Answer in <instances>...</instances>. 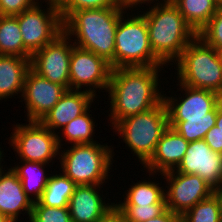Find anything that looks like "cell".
I'll use <instances>...</instances> for the list:
<instances>
[{
    "instance_id": "1",
    "label": "cell",
    "mask_w": 222,
    "mask_h": 222,
    "mask_svg": "<svg viewBox=\"0 0 222 222\" xmlns=\"http://www.w3.org/2000/svg\"><path fill=\"white\" fill-rule=\"evenodd\" d=\"M164 67L166 68L156 66L112 69L106 91L109 94L107 102H110V126L113 127L126 117L146 112L163 101L158 77H162L159 73Z\"/></svg>"
},
{
    "instance_id": "2",
    "label": "cell",
    "mask_w": 222,
    "mask_h": 222,
    "mask_svg": "<svg viewBox=\"0 0 222 222\" xmlns=\"http://www.w3.org/2000/svg\"><path fill=\"white\" fill-rule=\"evenodd\" d=\"M124 12L123 7L74 11L63 22L64 33L72 38L74 45L94 52L114 69L115 36Z\"/></svg>"
},
{
    "instance_id": "3",
    "label": "cell",
    "mask_w": 222,
    "mask_h": 222,
    "mask_svg": "<svg viewBox=\"0 0 222 222\" xmlns=\"http://www.w3.org/2000/svg\"><path fill=\"white\" fill-rule=\"evenodd\" d=\"M146 10L144 12L139 8L148 26L151 50L167 68L173 67V63L197 34L172 1L153 4Z\"/></svg>"
},
{
    "instance_id": "4",
    "label": "cell",
    "mask_w": 222,
    "mask_h": 222,
    "mask_svg": "<svg viewBox=\"0 0 222 222\" xmlns=\"http://www.w3.org/2000/svg\"><path fill=\"white\" fill-rule=\"evenodd\" d=\"M114 148L99 142L73 144L60 150V172L76 185H105L115 160ZM107 180V181H106Z\"/></svg>"
},
{
    "instance_id": "5",
    "label": "cell",
    "mask_w": 222,
    "mask_h": 222,
    "mask_svg": "<svg viewBox=\"0 0 222 222\" xmlns=\"http://www.w3.org/2000/svg\"><path fill=\"white\" fill-rule=\"evenodd\" d=\"M176 65L177 82L214 91L222 96V63L218 51L198 35L187 45Z\"/></svg>"
},
{
    "instance_id": "6",
    "label": "cell",
    "mask_w": 222,
    "mask_h": 222,
    "mask_svg": "<svg viewBox=\"0 0 222 222\" xmlns=\"http://www.w3.org/2000/svg\"><path fill=\"white\" fill-rule=\"evenodd\" d=\"M130 11L121 15L117 25L114 69L165 66L151 50L145 17Z\"/></svg>"
},
{
    "instance_id": "7",
    "label": "cell",
    "mask_w": 222,
    "mask_h": 222,
    "mask_svg": "<svg viewBox=\"0 0 222 222\" xmlns=\"http://www.w3.org/2000/svg\"><path fill=\"white\" fill-rule=\"evenodd\" d=\"M168 127V112L164 101L158 106L117 122L113 128L115 135L122 138L142 166L151 158L162 133Z\"/></svg>"
},
{
    "instance_id": "8",
    "label": "cell",
    "mask_w": 222,
    "mask_h": 222,
    "mask_svg": "<svg viewBox=\"0 0 222 222\" xmlns=\"http://www.w3.org/2000/svg\"><path fill=\"white\" fill-rule=\"evenodd\" d=\"M42 3L47 5L42 7ZM15 16L18 19L24 47L31 54L53 42L64 32L56 0H40L35 6Z\"/></svg>"
},
{
    "instance_id": "9",
    "label": "cell",
    "mask_w": 222,
    "mask_h": 222,
    "mask_svg": "<svg viewBox=\"0 0 222 222\" xmlns=\"http://www.w3.org/2000/svg\"><path fill=\"white\" fill-rule=\"evenodd\" d=\"M27 124H14L8 144L22 161L54 163L59 158L60 147L57 134L40 121H26Z\"/></svg>"
},
{
    "instance_id": "10",
    "label": "cell",
    "mask_w": 222,
    "mask_h": 222,
    "mask_svg": "<svg viewBox=\"0 0 222 222\" xmlns=\"http://www.w3.org/2000/svg\"><path fill=\"white\" fill-rule=\"evenodd\" d=\"M112 67L104 58L94 52L80 48L73 44L70 55V89L92 93L97 97V90L106 92ZM82 87V88H81Z\"/></svg>"
},
{
    "instance_id": "11",
    "label": "cell",
    "mask_w": 222,
    "mask_h": 222,
    "mask_svg": "<svg viewBox=\"0 0 222 222\" xmlns=\"http://www.w3.org/2000/svg\"><path fill=\"white\" fill-rule=\"evenodd\" d=\"M177 91H181V97L175 94L167 96L163 93V101L168 112V121H186V119L216 117L217 105L222 101L218 93L192 88L179 82ZM185 92V93H184Z\"/></svg>"
},
{
    "instance_id": "12",
    "label": "cell",
    "mask_w": 222,
    "mask_h": 222,
    "mask_svg": "<svg viewBox=\"0 0 222 222\" xmlns=\"http://www.w3.org/2000/svg\"><path fill=\"white\" fill-rule=\"evenodd\" d=\"M73 49L71 38L64 32L53 42L31 55L30 68L47 80L70 89V55Z\"/></svg>"
},
{
    "instance_id": "13",
    "label": "cell",
    "mask_w": 222,
    "mask_h": 222,
    "mask_svg": "<svg viewBox=\"0 0 222 222\" xmlns=\"http://www.w3.org/2000/svg\"><path fill=\"white\" fill-rule=\"evenodd\" d=\"M160 177L167 182L165 187L167 209L180 216L215 192L196 174H185L171 170L162 173Z\"/></svg>"
},
{
    "instance_id": "14",
    "label": "cell",
    "mask_w": 222,
    "mask_h": 222,
    "mask_svg": "<svg viewBox=\"0 0 222 222\" xmlns=\"http://www.w3.org/2000/svg\"><path fill=\"white\" fill-rule=\"evenodd\" d=\"M66 88L35 73L31 68L25 77L22 101L27 121H41L66 92Z\"/></svg>"
},
{
    "instance_id": "15",
    "label": "cell",
    "mask_w": 222,
    "mask_h": 222,
    "mask_svg": "<svg viewBox=\"0 0 222 222\" xmlns=\"http://www.w3.org/2000/svg\"><path fill=\"white\" fill-rule=\"evenodd\" d=\"M174 171L196 174L217 191L222 183V153L213 151L204 139L189 142L185 156Z\"/></svg>"
},
{
    "instance_id": "16",
    "label": "cell",
    "mask_w": 222,
    "mask_h": 222,
    "mask_svg": "<svg viewBox=\"0 0 222 222\" xmlns=\"http://www.w3.org/2000/svg\"><path fill=\"white\" fill-rule=\"evenodd\" d=\"M101 188V185L75 187L68 206L72 222H99L115 210L114 201H106Z\"/></svg>"
},
{
    "instance_id": "17",
    "label": "cell",
    "mask_w": 222,
    "mask_h": 222,
    "mask_svg": "<svg viewBox=\"0 0 222 222\" xmlns=\"http://www.w3.org/2000/svg\"><path fill=\"white\" fill-rule=\"evenodd\" d=\"M95 98L98 97L87 91L66 90L40 122L53 133H60V129L65 127L67 123L92 108L91 105L95 103Z\"/></svg>"
},
{
    "instance_id": "18",
    "label": "cell",
    "mask_w": 222,
    "mask_h": 222,
    "mask_svg": "<svg viewBox=\"0 0 222 222\" xmlns=\"http://www.w3.org/2000/svg\"><path fill=\"white\" fill-rule=\"evenodd\" d=\"M189 142L168 126L157 143L154 154L143 165L146 172L164 173L175 170L185 156Z\"/></svg>"
},
{
    "instance_id": "19",
    "label": "cell",
    "mask_w": 222,
    "mask_h": 222,
    "mask_svg": "<svg viewBox=\"0 0 222 222\" xmlns=\"http://www.w3.org/2000/svg\"><path fill=\"white\" fill-rule=\"evenodd\" d=\"M33 203L24 192L17 174L12 168H6L0 178V214L10 222H17L20 214L27 213L30 220Z\"/></svg>"
},
{
    "instance_id": "20",
    "label": "cell",
    "mask_w": 222,
    "mask_h": 222,
    "mask_svg": "<svg viewBox=\"0 0 222 222\" xmlns=\"http://www.w3.org/2000/svg\"><path fill=\"white\" fill-rule=\"evenodd\" d=\"M31 57L0 55V100L22 95ZM21 93V94H20Z\"/></svg>"
},
{
    "instance_id": "21",
    "label": "cell",
    "mask_w": 222,
    "mask_h": 222,
    "mask_svg": "<svg viewBox=\"0 0 222 222\" xmlns=\"http://www.w3.org/2000/svg\"><path fill=\"white\" fill-rule=\"evenodd\" d=\"M149 178L148 181L145 180H137V182H133L127 192L125 190L123 195V201L114 202L115 205H139V206H150L151 204H166L165 200V186H162L159 182L156 183L154 180L155 175L158 177L161 173H153L148 172Z\"/></svg>"
},
{
    "instance_id": "22",
    "label": "cell",
    "mask_w": 222,
    "mask_h": 222,
    "mask_svg": "<svg viewBox=\"0 0 222 222\" xmlns=\"http://www.w3.org/2000/svg\"><path fill=\"white\" fill-rule=\"evenodd\" d=\"M20 162L15 164L14 167H10L22 181L23 190L26 195L32 200V202H37L42 196L51 176V174L46 173L45 169L47 166H52V164L48 165L40 162L22 160H20Z\"/></svg>"
},
{
    "instance_id": "23",
    "label": "cell",
    "mask_w": 222,
    "mask_h": 222,
    "mask_svg": "<svg viewBox=\"0 0 222 222\" xmlns=\"http://www.w3.org/2000/svg\"><path fill=\"white\" fill-rule=\"evenodd\" d=\"M172 3L196 34L208 24L219 7L213 0H172Z\"/></svg>"
},
{
    "instance_id": "24",
    "label": "cell",
    "mask_w": 222,
    "mask_h": 222,
    "mask_svg": "<svg viewBox=\"0 0 222 222\" xmlns=\"http://www.w3.org/2000/svg\"><path fill=\"white\" fill-rule=\"evenodd\" d=\"M92 111L90 108L83 113L82 115L76 117L75 119L71 120L65 127H63L60 131L63 135L61 137L60 133H57L58 144L60 149L63 148L64 144H91L96 143L97 141L94 140V132L97 127L95 126L96 121L92 117ZM63 139L67 143H63ZM63 143V144H62Z\"/></svg>"
},
{
    "instance_id": "25",
    "label": "cell",
    "mask_w": 222,
    "mask_h": 222,
    "mask_svg": "<svg viewBox=\"0 0 222 222\" xmlns=\"http://www.w3.org/2000/svg\"><path fill=\"white\" fill-rule=\"evenodd\" d=\"M0 55L31 57L24 47L16 16L0 15Z\"/></svg>"
},
{
    "instance_id": "26",
    "label": "cell",
    "mask_w": 222,
    "mask_h": 222,
    "mask_svg": "<svg viewBox=\"0 0 222 222\" xmlns=\"http://www.w3.org/2000/svg\"><path fill=\"white\" fill-rule=\"evenodd\" d=\"M76 186L63 173H52L38 202L48 207H68Z\"/></svg>"
},
{
    "instance_id": "27",
    "label": "cell",
    "mask_w": 222,
    "mask_h": 222,
    "mask_svg": "<svg viewBox=\"0 0 222 222\" xmlns=\"http://www.w3.org/2000/svg\"><path fill=\"white\" fill-rule=\"evenodd\" d=\"M181 222H222V196L215 191L187 210Z\"/></svg>"
},
{
    "instance_id": "28",
    "label": "cell",
    "mask_w": 222,
    "mask_h": 222,
    "mask_svg": "<svg viewBox=\"0 0 222 222\" xmlns=\"http://www.w3.org/2000/svg\"><path fill=\"white\" fill-rule=\"evenodd\" d=\"M216 123V117L186 119V121H168V126L175 129L186 141L202 140Z\"/></svg>"
},
{
    "instance_id": "29",
    "label": "cell",
    "mask_w": 222,
    "mask_h": 222,
    "mask_svg": "<svg viewBox=\"0 0 222 222\" xmlns=\"http://www.w3.org/2000/svg\"><path fill=\"white\" fill-rule=\"evenodd\" d=\"M166 209V204H151L150 206L115 205V210L124 222H146L162 214Z\"/></svg>"
},
{
    "instance_id": "30",
    "label": "cell",
    "mask_w": 222,
    "mask_h": 222,
    "mask_svg": "<svg viewBox=\"0 0 222 222\" xmlns=\"http://www.w3.org/2000/svg\"><path fill=\"white\" fill-rule=\"evenodd\" d=\"M63 22L74 12L84 9L122 7L119 0H56Z\"/></svg>"
},
{
    "instance_id": "31",
    "label": "cell",
    "mask_w": 222,
    "mask_h": 222,
    "mask_svg": "<svg viewBox=\"0 0 222 222\" xmlns=\"http://www.w3.org/2000/svg\"><path fill=\"white\" fill-rule=\"evenodd\" d=\"M29 222H72L68 207H48L33 203Z\"/></svg>"
},
{
    "instance_id": "32",
    "label": "cell",
    "mask_w": 222,
    "mask_h": 222,
    "mask_svg": "<svg viewBox=\"0 0 222 222\" xmlns=\"http://www.w3.org/2000/svg\"><path fill=\"white\" fill-rule=\"evenodd\" d=\"M197 35L216 50L222 48V6Z\"/></svg>"
},
{
    "instance_id": "33",
    "label": "cell",
    "mask_w": 222,
    "mask_h": 222,
    "mask_svg": "<svg viewBox=\"0 0 222 222\" xmlns=\"http://www.w3.org/2000/svg\"><path fill=\"white\" fill-rule=\"evenodd\" d=\"M38 2L39 0H0V15H18Z\"/></svg>"
},
{
    "instance_id": "34",
    "label": "cell",
    "mask_w": 222,
    "mask_h": 222,
    "mask_svg": "<svg viewBox=\"0 0 222 222\" xmlns=\"http://www.w3.org/2000/svg\"><path fill=\"white\" fill-rule=\"evenodd\" d=\"M204 141L215 152L222 153V132L216 125L213 126L204 137Z\"/></svg>"
},
{
    "instance_id": "35",
    "label": "cell",
    "mask_w": 222,
    "mask_h": 222,
    "mask_svg": "<svg viewBox=\"0 0 222 222\" xmlns=\"http://www.w3.org/2000/svg\"><path fill=\"white\" fill-rule=\"evenodd\" d=\"M121 6L123 8H125L126 10H132L133 11H136L138 10V7H141L142 4L149 6V5H152L153 3L156 4L157 3H162V1L160 0H119ZM135 8V10H134Z\"/></svg>"
},
{
    "instance_id": "36",
    "label": "cell",
    "mask_w": 222,
    "mask_h": 222,
    "mask_svg": "<svg viewBox=\"0 0 222 222\" xmlns=\"http://www.w3.org/2000/svg\"><path fill=\"white\" fill-rule=\"evenodd\" d=\"M146 222H181V216L166 209L162 214L149 219Z\"/></svg>"
},
{
    "instance_id": "37",
    "label": "cell",
    "mask_w": 222,
    "mask_h": 222,
    "mask_svg": "<svg viewBox=\"0 0 222 222\" xmlns=\"http://www.w3.org/2000/svg\"><path fill=\"white\" fill-rule=\"evenodd\" d=\"M99 222H124V220L119 215V213L116 210H114L105 219H103V220H101Z\"/></svg>"
},
{
    "instance_id": "38",
    "label": "cell",
    "mask_w": 222,
    "mask_h": 222,
    "mask_svg": "<svg viewBox=\"0 0 222 222\" xmlns=\"http://www.w3.org/2000/svg\"><path fill=\"white\" fill-rule=\"evenodd\" d=\"M215 125L219 127V130L222 132V101L217 105V115Z\"/></svg>"
},
{
    "instance_id": "39",
    "label": "cell",
    "mask_w": 222,
    "mask_h": 222,
    "mask_svg": "<svg viewBox=\"0 0 222 222\" xmlns=\"http://www.w3.org/2000/svg\"><path fill=\"white\" fill-rule=\"evenodd\" d=\"M1 150H2V148L0 147V178H1L3 172L5 171V168H6V167L3 168L4 165H2V161L4 162V157H6V156H5V154H3L4 150H2V151Z\"/></svg>"
},
{
    "instance_id": "40",
    "label": "cell",
    "mask_w": 222,
    "mask_h": 222,
    "mask_svg": "<svg viewBox=\"0 0 222 222\" xmlns=\"http://www.w3.org/2000/svg\"><path fill=\"white\" fill-rule=\"evenodd\" d=\"M0 222H10L4 215L0 214Z\"/></svg>"
},
{
    "instance_id": "41",
    "label": "cell",
    "mask_w": 222,
    "mask_h": 222,
    "mask_svg": "<svg viewBox=\"0 0 222 222\" xmlns=\"http://www.w3.org/2000/svg\"><path fill=\"white\" fill-rule=\"evenodd\" d=\"M217 51H218V54L222 63V48H219Z\"/></svg>"
},
{
    "instance_id": "42",
    "label": "cell",
    "mask_w": 222,
    "mask_h": 222,
    "mask_svg": "<svg viewBox=\"0 0 222 222\" xmlns=\"http://www.w3.org/2000/svg\"><path fill=\"white\" fill-rule=\"evenodd\" d=\"M215 3H217L219 6H222V0H213Z\"/></svg>"
},
{
    "instance_id": "43",
    "label": "cell",
    "mask_w": 222,
    "mask_h": 222,
    "mask_svg": "<svg viewBox=\"0 0 222 222\" xmlns=\"http://www.w3.org/2000/svg\"><path fill=\"white\" fill-rule=\"evenodd\" d=\"M217 192L222 196V183H221L220 188L217 190Z\"/></svg>"
}]
</instances>
